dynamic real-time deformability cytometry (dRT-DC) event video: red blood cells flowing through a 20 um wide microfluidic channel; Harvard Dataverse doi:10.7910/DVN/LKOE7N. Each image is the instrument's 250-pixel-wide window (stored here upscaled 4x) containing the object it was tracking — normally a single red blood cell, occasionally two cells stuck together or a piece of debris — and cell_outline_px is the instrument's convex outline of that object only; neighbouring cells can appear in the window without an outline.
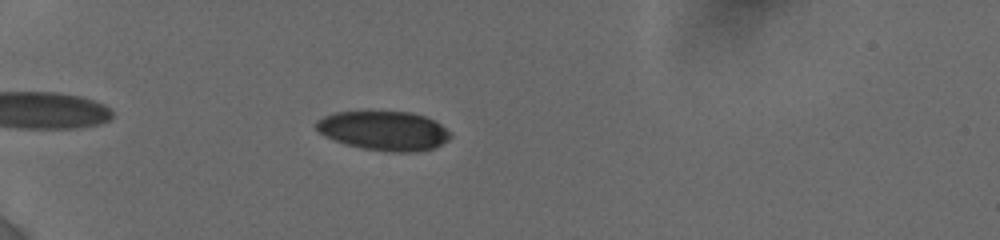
{"species": "human", "species_latin": "Homo sapiens", "temperature_condition": "cold", "stored_images_in_passage": 38, "camera_frame_rate_fps": 3000, "um_per_image_px": 0.085, "donor": {"sex": "female"}, "frame": {"image": 1, "passage_image": 6, "time_ms": 2.0, "image_size_px": [1000, 240], "cell_outline_px": [[452, 136], [448, 140], [432, 148], [416, 152], [392, 152], [364, 148], [344, 144], [324, 136], [316, 128], [316, 120], [324, 116], [336, 112], [412, 112], [424, 116], [440, 124], [452, 132]], "centroid_in_image_um": [32.63, 11.11], "position_along_channel_um": 52.4, "area_um2": 30.58}}
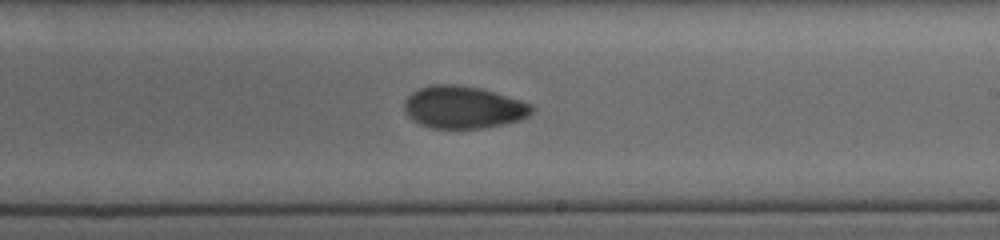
{"frame": {"image": 2, "passage_image": 21, "time_ms": 8.0, "image_size_px": [1000, 240], "cell_outline_px": [[536, 108], [528, 116], [520, 120], [504, 124], [484, 128], [432, 128], [420, 124], [412, 120], [404, 112], [404, 100], [412, 92], [428, 84], [460, 84], [480, 88], [496, 92], [532, 104]], "centroid_in_image_um": [39.38, 9.11], "position_along_channel_um": 249.6, "area_um2": 31.85}}
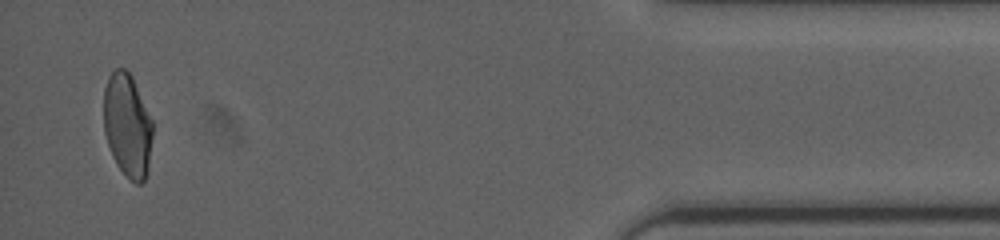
{"frame": {"image": 3, "passage_image": 37, "time_ms": 14.0, "image_size_px": [1000, 240], "cell_outline_px": [[152, 136], [148, 172], [144, 180], [140, 184], [136, 184], [116, 164], [112, 156], [104, 132], [104, 88], [108, 76], [116, 68], [124, 68], [132, 76], [152, 120]], "centroid_in_image_um": [10.83, 10.64], "position_along_channel_um": 424.4, "area_um2": 29.42}, "authors_computed_cell_mechanics": {"area_um2": 31.0097, "velocity_mm_per_s": 3.8434, "shape_relaxation_time_tau1_ms": 5.144, "shape_relaxation_time_tau2_ms": 3.0298, "deformation_change_tau1": 0.1554, "deformation_change_tau2": 0.0623}}